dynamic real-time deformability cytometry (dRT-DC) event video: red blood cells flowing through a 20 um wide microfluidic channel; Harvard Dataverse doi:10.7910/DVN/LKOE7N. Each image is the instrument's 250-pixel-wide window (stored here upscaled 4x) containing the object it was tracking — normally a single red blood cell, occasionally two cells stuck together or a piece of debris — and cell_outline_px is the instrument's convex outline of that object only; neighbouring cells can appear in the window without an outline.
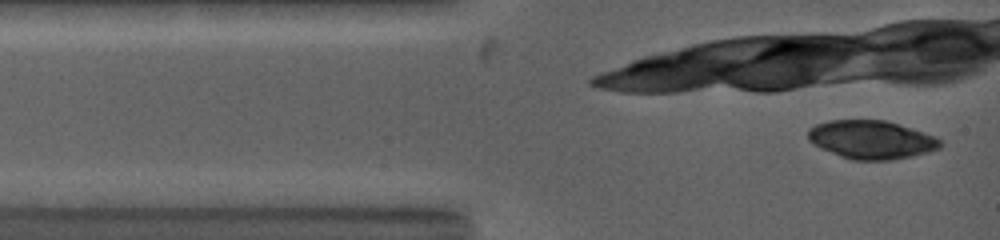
{"species": "common noctule bat (a hibernating species)", "species_latin": "Nyctalus noctula", "temperature_condition": "warm", "stored_images_in_passage": 2, "camera_frame_rate_fps": 5000, "um_per_image_px": 0.085, "animal": {"sex": "female", "body_mass_g": 19.0, "forearm_length_mm": 53.3}, "frame": {"image": 1, "passage_image": 1, "time_ms": 0.0, "image_size_px": [1000, 240], "cell_outline_px": [[944, 144], [940, 148], [928, 152], [912, 156], [892, 160], [852, 160], [840, 156], [820, 148], [812, 144], [808, 140], [808, 128], [816, 124], [828, 120], [884, 120], [912, 128], [936, 136]], "centroid_in_image_um": [74.06, 11.87], "position_along_channel_um": 10.9, "area_um2": 29.82}}